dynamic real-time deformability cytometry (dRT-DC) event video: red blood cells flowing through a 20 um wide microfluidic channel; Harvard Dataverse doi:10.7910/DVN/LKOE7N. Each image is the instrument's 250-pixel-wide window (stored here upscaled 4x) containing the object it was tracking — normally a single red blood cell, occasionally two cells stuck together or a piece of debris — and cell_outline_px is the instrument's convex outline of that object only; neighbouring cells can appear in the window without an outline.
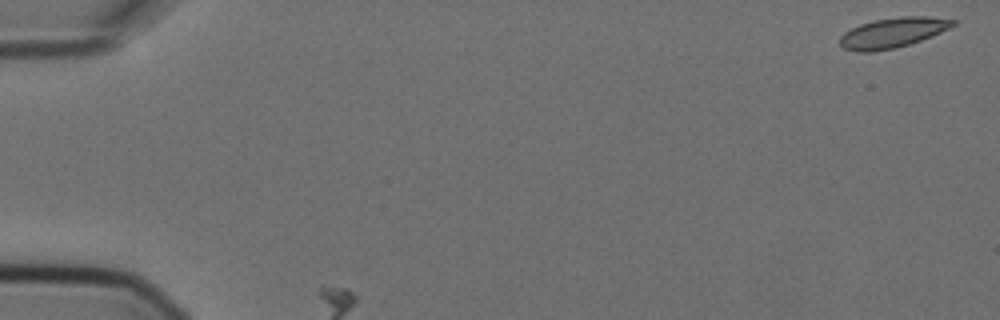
{"species": "Egyptian fruit bat (a non-hibernating species)", "species_latin": "Rousettus aegyptiacus", "temperature_condition": "cold", "stored_images_in_passage": 4, "camera_frame_rate_fps": 3000, "um_per_image_px": 0.085, "animal": {"sex": "female"}, "frame": {"image": 1, "passage_image": 1, "time_ms": 0.0, "image_size_px": [1000, 320], "cell_outline_px": [[956, 24], [932, 36], [896, 48], [872, 52], [856, 52], [844, 48], [840, 44], [840, 36], [844, 32], [860, 24], [872, 20], [900, 16], [928, 16], [956, 20]], "centroid_in_image_um": [75.86, 2.77], "position_along_channel_um": 9.1, "area_um2": 19.83}}